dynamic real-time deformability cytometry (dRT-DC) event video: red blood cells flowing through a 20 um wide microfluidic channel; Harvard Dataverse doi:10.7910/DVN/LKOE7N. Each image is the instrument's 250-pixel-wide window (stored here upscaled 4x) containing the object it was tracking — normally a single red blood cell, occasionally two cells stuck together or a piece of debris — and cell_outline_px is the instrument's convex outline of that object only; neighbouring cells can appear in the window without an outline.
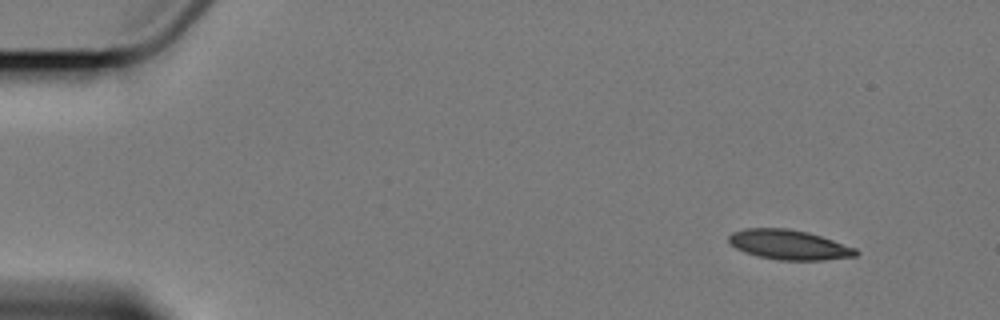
{"species": "Egyptian fruit bat (a non-hibernating species)", "species_latin": "Rousettus aegyptiacus", "temperature_condition": "cold", "stored_images_in_passage": 9, "camera_frame_rate_fps": 3000, "um_per_image_px": 0.085, "animal": {"sex": "female"}, "frame": {"image": 1, "passage_image": 1, "time_ms": 0.0, "image_size_px": [1000, 320], "cell_outline_px": [[860, 252], [856, 256], [824, 260], [780, 260], [756, 256], [744, 252], [736, 248], [728, 240], [728, 236], [732, 232], [744, 228], [788, 228], [808, 232], [856, 248]], "centroid_in_image_um": [67.05, 20.8], "position_along_channel_um": 17.9, "area_um2": 22.08}}
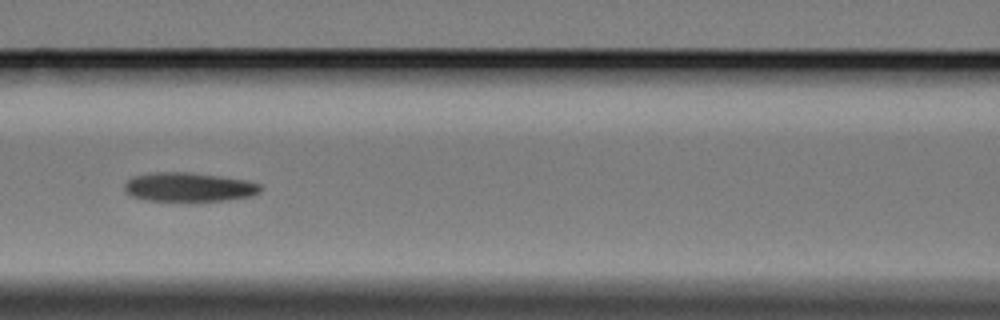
{"frame": {"image": 2, "passage_image": 7, "time_ms": 7.0, "image_size_px": [1000, 320], "cell_outline_px": [[264, 188], [260, 192], [252, 196], [224, 200], [148, 200], [132, 196], [124, 192], [124, 184], [132, 176], [156, 172], [188, 172], [220, 176], [244, 180], [260, 184]], "centroid_in_image_um": [16.05, 15.89], "position_along_channel_um": 150.6, "area_um2": 22.83}}
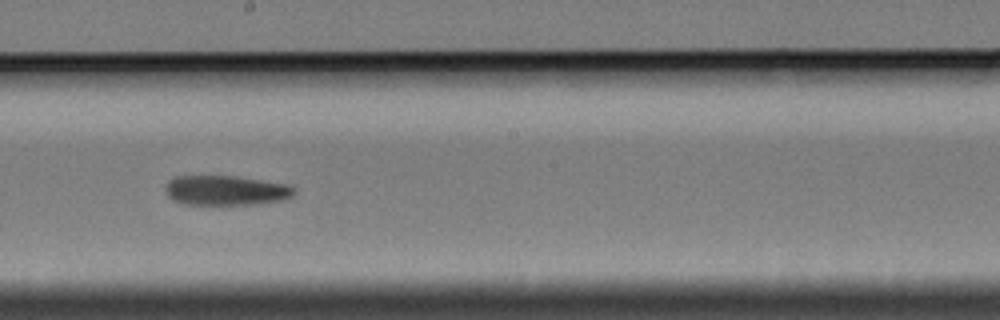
{"frame": {"image": 3, "passage_image": 9, "time_ms": 9.333, "image_size_px": [1000, 320], "cell_outline_px": [[296, 192], [292, 196], [284, 200], [256, 204], [184, 204], [172, 200], [168, 196], [164, 188], [168, 180], [176, 176], [236, 176], [288, 184], [296, 188]], "centroid_in_image_um": [19.21, 16.18], "position_along_channel_um": 229.0, "area_um2": 22.54}}